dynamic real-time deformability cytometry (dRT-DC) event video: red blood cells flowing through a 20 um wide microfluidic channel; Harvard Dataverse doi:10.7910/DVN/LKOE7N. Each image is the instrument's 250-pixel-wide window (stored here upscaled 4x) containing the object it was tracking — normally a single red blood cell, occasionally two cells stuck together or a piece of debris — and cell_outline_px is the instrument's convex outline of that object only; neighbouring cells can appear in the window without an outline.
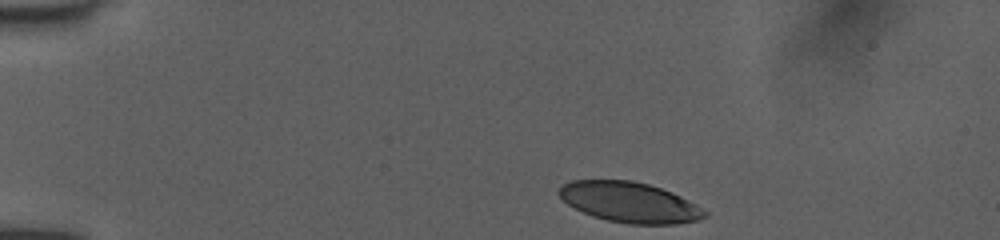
{"species": "human", "species_latin": "Homo sapiens", "temperature_condition": "room temperature", "stored_images_in_passage": 39, "camera_frame_rate_fps": 3000, "um_per_image_px": 0.085, "donor": {"sex": "female"}, "frame": {"image": 1, "passage_image": 1, "time_ms": 0.0, "image_size_px": [1000, 240], "cell_outline_px": [[708, 216], [700, 220], [676, 224], [628, 224], [608, 220], [592, 216], [568, 204], [560, 196], [560, 188], [564, 184], [572, 180], [632, 180], [648, 184], [672, 192], [696, 204], [708, 212]], "centroid_in_image_um": [53.57, 17.2], "position_along_channel_um": 31.4, "area_um2": 34.1}}
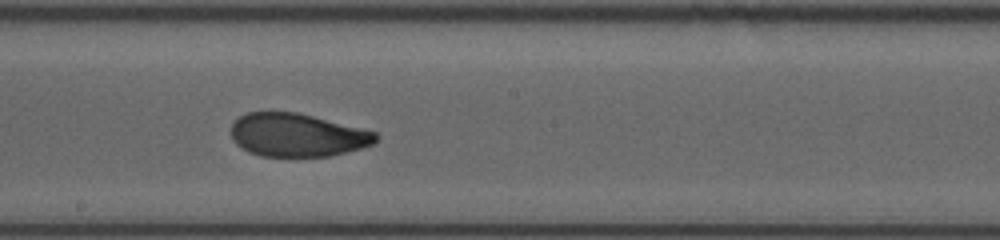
{"frame": {"image": 2, "passage_image": 21, "time_ms": 6.667, "image_size_px": [1000, 240], "cell_outline_px": [[380, 136], [372, 144], [360, 148], [332, 156], [260, 156], [248, 152], [240, 148], [232, 140], [232, 124], [240, 116], [248, 112], [296, 112], [376, 132]], "centroid_in_image_um": [25.24, 11.49], "position_along_channel_um": 223.0, "area_um2": 36.24}}
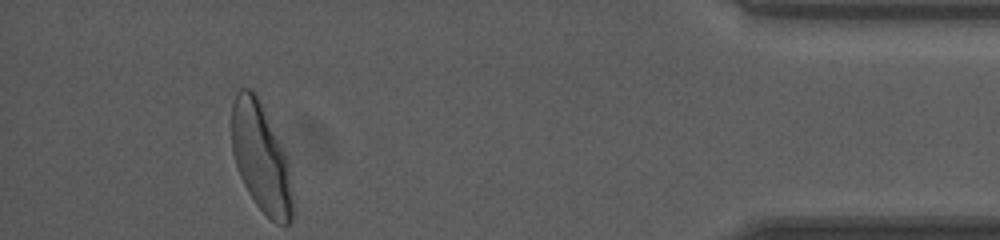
{"frame": {"image": 3, "passage_image": 39, "time_ms": 12.667, "image_size_px": [1000, 240], "cell_outline_px": [[292, 220], [288, 224], [276, 224], [256, 204], [248, 192], [240, 176], [232, 152], [232, 104], [236, 92], [240, 88], [248, 88], [256, 96], [288, 160], [292, 192]], "centroid_in_image_um": [22.17, 13.45], "position_along_channel_um": 413.0, "area_um2": 37.8}, "authors_computed_cell_mechanics": {"area_um2": 37.6278, "velocity_mm_per_s": 4.0097, "shape_relaxation_time_tau1_ms": 4.6705, "shape_relaxation_time_tau2_ms": 0.8643, "deformation_change_tau1": 0.1967, "deformation_change_tau2": 0.0578}}